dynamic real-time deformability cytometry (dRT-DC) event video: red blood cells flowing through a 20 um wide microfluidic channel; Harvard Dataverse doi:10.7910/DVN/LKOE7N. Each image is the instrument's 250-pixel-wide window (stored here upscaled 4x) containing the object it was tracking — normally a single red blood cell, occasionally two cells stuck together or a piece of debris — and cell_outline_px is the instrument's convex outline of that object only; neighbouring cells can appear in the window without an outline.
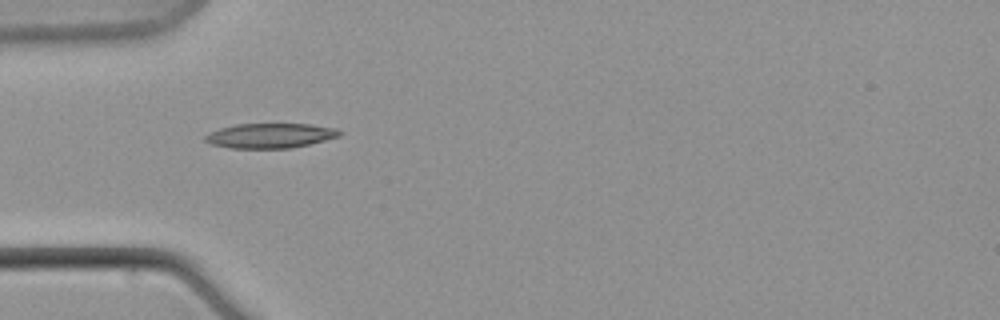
{"species": "common noctule bat (a hibernating species)", "species_latin": "Nyctalus noctula", "temperature_condition": "warm", "stored_images_in_passage": 11, "camera_frame_rate_fps": 3000, "um_per_image_px": 0.085, "animal": {"sex": "male", "body_mass_g": 21.5, "forearm_length_mm": 52.0}, "frame": {"image": 1, "passage_image": 7, "time_ms": 7.333, "image_size_px": [1000, 320], "cell_outline_px": [[344, 132], [340, 136], [308, 144], [288, 148], [228, 148], [212, 144], [204, 140], [204, 136], [208, 132], [220, 128], [236, 124], [308, 124], [336, 128]], "centroid_in_image_um": [22.95, 11.52], "position_along_channel_um": 62.1, "area_um2": 19.36}}
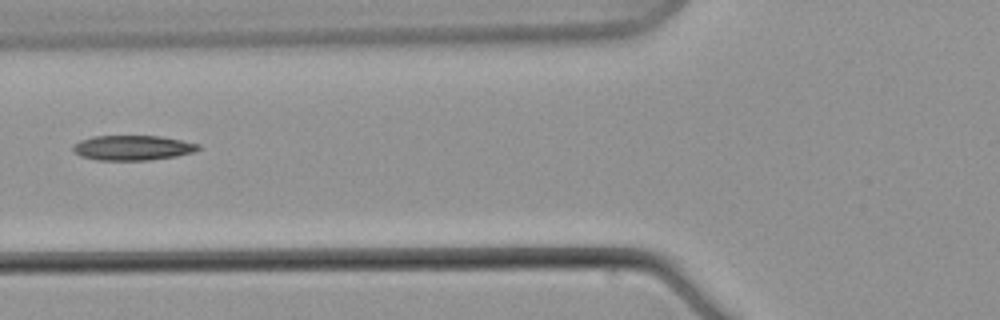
{"frame": {"image": 2, "passage_image": 8, "time_ms": 9.333, "image_size_px": [1000, 320], "cell_outline_px": [[200, 148], [192, 152], [176, 156], [148, 160], [96, 160], [80, 156], [72, 152], [72, 144], [80, 140], [92, 136], [160, 136], [200, 144]], "centroid_in_image_um": [11.2, 12.56], "position_along_channel_um": 114.6, "area_um2": 18.26}}